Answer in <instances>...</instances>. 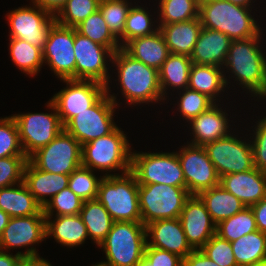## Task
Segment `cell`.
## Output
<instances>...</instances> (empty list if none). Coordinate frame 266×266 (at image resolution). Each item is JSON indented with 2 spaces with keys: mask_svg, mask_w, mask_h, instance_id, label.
<instances>
[{
  "mask_svg": "<svg viewBox=\"0 0 266 266\" xmlns=\"http://www.w3.org/2000/svg\"><path fill=\"white\" fill-rule=\"evenodd\" d=\"M130 172L138 184H165L186 187L176 152H132Z\"/></svg>",
  "mask_w": 266,
  "mask_h": 266,
  "instance_id": "obj_9",
  "label": "cell"
},
{
  "mask_svg": "<svg viewBox=\"0 0 266 266\" xmlns=\"http://www.w3.org/2000/svg\"><path fill=\"white\" fill-rule=\"evenodd\" d=\"M179 220L193 250L201 249L216 234V224L197 195H191L185 201Z\"/></svg>",
  "mask_w": 266,
  "mask_h": 266,
  "instance_id": "obj_19",
  "label": "cell"
},
{
  "mask_svg": "<svg viewBox=\"0 0 266 266\" xmlns=\"http://www.w3.org/2000/svg\"><path fill=\"white\" fill-rule=\"evenodd\" d=\"M31 2L55 16L67 0H31Z\"/></svg>",
  "mask_w": 266,
  "mask_h": 266,
  "instance_id": "obj_51",
  "label": "cell"
},
{
  "mask_svg": "<svg viewBox=\"0 0 266 266\" xmlns=\"http://www.w3.org/2000/svg\"><path fill=\"white\" fill-rule=\"evenodd\" d=\"M144 257L153 266H183V259L169 251L155 247H145Z\"/></svg>",
  "mask_w": 266,
  "mask_h": 266,
  "instance_id": "obj_48",
  "label": "cell"
},
{
  "mask_svg": "<svg viewBox=\"0 0 266 266\" xmlns=\"http://www.w3.org/2000/svg\"><path fill=\"white\" fill-rule=\"evenodd\" d=\"M147 245L146 228L142 222H114L105 240L99 245L111 266H137Z\"/></svg>",
  "mask_w": 266,
  "mask_h": 266,
  "instance_id": "obj_6",
  "label": "cell"
},
{
  "mask_svg": "<svg viewBox=\"0 0 266 266\" xmlns=\"http://www.w3.org/2000/svg\"><path fill=\"white\" fill-rule=\"evenodd\" d=\"M215 103L207 111L193 118L189 124L193 139L187 142L192 145L205 146L220 138L228 136L232 131L229 129L230 119L228 114L221 109V104ZM220 107V108H219ZM231 131V132H230Z\"/></svg>",
  "mask_w": 266,
  "mask_h": 266,
  "instance_id": "obj_22",
  "label": "cell"
},
{
  "mask_svg": "<svg viewBox=\"0 0 266 266\" xmlns=\"http://www.w3.org/2000/svg\"><path fill=\"white\" fill-rule=\"evenodd\" d=\"M22 252H17L15 255L7 251L0 250V266H13L15 262L21 257Z\"/></svg>",
  "mask_w": 266,
  "mask_h": 266,
  "instance_id": "obj_53",
  "label": "cell"
},
{
  "mask_svg": "<svg viewBox=\"0 0 266 266\" xmlns=\"http://www.w3.org/2000/svg\"><path fill=\"white\" fill-rule=\"evenodd\" d=\"M147 10V7L145 9L138 4L131 6L125 21L123 47L135 38L148 36L159 30V26L155 25V22L158 23V21H152L154 18Z\"/></svg>",
  "mask_w": 266,
  "mask_h": 266,
  "instance_id": "obj_38",
  "label": "cell"
},
{
  "mask_svg": "<svg viewBox=\"0 0 266 266\" xmlns=\"http://www.w3.org/2000/svg\"><path fill=\"white\" fill-rule=\"evenodd\" d=\"M131 6L129 0H100L98 7L112 34L119 40L121 48L125 21Z\"/></svg>",
  "mask_w": 266,
  "mask_h": 266,
  "instance_id": "obj_39",
  "label": "cell"
},
{
  "mask_svg": "<svg viewBox=\"0 0 266 266\" xmlns=\"http://www.w3.org/2000/svg\"><path fill=\"white\" fill-rule=\"evenodd\" d=\"M110 90V85H107L106 92L90 108L78 113L64 125V130L81 145L106 136L118 127L114 122L118 99L114 93L110 94Z\"/></svg>",
  "mask_w": 266,
  "mask_h": 266,
  "instance_id": "obj_7",
  "label": "cell"
},
{
  "mask_svg": "<svg viewBox=\"0 0 266 266\" xmlns=\"http://www.w3.org/2000/svg\"><path fill=\"white\" fill-rule=\"evenodd\" d=\"M258 230L255 215L251 207H245L235 215L220 221L216 225V234L229 242Z\"/></svg>",
  "mask_w": 266,
  "mask_h": 266,
  "instance_id": "obj_37",
  "label": "cell"
},
{
  "mask_svg": "<svg viewBox=\"0 0 266 266\" xmlns=\"http://www.w3.org/2000/svg\"><path fill=\"white\" fill-rule=\"evenodd\" d=\"M27 162L26 156L0 158V189L23 182Z\"/></svg>",
  "mask_w": 266,
  "mask_h": 266,
  "instance_id": "obj_45",
  "label": "cell"
},
{
  "mask_svg": "<svg viewBox=\"0 0 266 266\" xmlns=\"http://www.w3.org/2000/svg\"><path fill=\"white\" fill-rule=\"evenodd\" d=\"M44 266H52V264H50V262H47Z\"/></svg>",
  "mask_w": 266,
  "mask_h": 266,
  "instance_id": "obj_59",
  "label": "cell"
},
{
  "mask_svg": "<svg viewBox=\"0 0 266 266\" xmlns=\"http://www.w3.org/2000/svg\"><path fill=\"white\" fill-rule=\"evenodd\" d=\"M145 228L147 246L169 251L182 259L193 251L186 240L179 218L157 220L147 224Z\"/></svg>",
  "mask_w": 266,
  "mask_h": 266,
  "instance_id": "obj_20",
  "label": "cell"
},
{
  "mask_svg": "<svg viewBox=\"0 0 266 266\" xmlns=\"http://www.w3.org/2000/svg\"><path fill=\"white\" fill-rule=\"evenodd\" d=\"M123 49L133 58L158 71L170 54L160 30L129 41Z\"/></svg>",
  "mask_w": 266,
  "mask_h": 266,
  "instance_id": "obj_25",
  "label": "cell"
},
{
  "mask_svg": "<svg viewBox=\"0 0 266 266\" xmlns=\"http://www.w3.org/2000/svg\"><path fill=\"white\" fill-rule=\"evenodd\" d=\"M46 106L51 113H19L14 118L23 151L27 158L40 148L48 145L63 129L54 103L50 100Z\"/></svg>",
  "mask_w": 266,
  "mask_h": 266,
  "instance_id": "obj_10",
  "label": "cell"
},
{
  "mask_svg": "<svg viewBox=\"0 0 266 266\" xmlns=\"http://www.w3.org/2000/svg\"><path fill=\"white\" fill-rule=\"evenodd\" d=\"M220 184L246 207L266 197V172L256 168L224 175L220 178Z\"/></svg>",
  "mask_w": 266,
  "mask_h": 266,
  "instance_id": "obj_21",
  "label": "cell"
},
{
  "mask_svg": "<svg viewBox=\"0 0 266 266\" xmlns=\"http://www.w3.org/2000/svg\"><path fill=\"white\" fill-rule=\"evenodd\" d=\"M11 10L6 16L10 27L9 38L27 41L44 49L51 27L56 23L54 15L36 4Z\"/></svg>",
  "mask_w": 266,
  "mask_h": 266,
  "instance_id": "obj_13",
  "label": "cell"
},
{
  "mask_svg": "<svg viewBox=\"0 0 266 266\" xmlns=\"http://www.w3.org/2000/svg\"><path fill=\"white\" fill-rule=\"evenodd\" d=\"M192 65L190 56L170 53L159 70V82L164 100L167 90H183L188 88L189 72ZM170 88V89H168Z\"/></svg>",
  "mask_w": 266,
  "mask_h": 266,
  "instance_id": "obj_31",
  "label": "cell"
},
{
  "mask_svg": "<svg viewBox=\"0 0 266 266\" xmlns=\"http://www.w3.org/2000/svg\"><path fill=\"white\" fill-rule=\"evenodd\" d=\"M137 266H153L145 257H143Z\"/></svg>",
  "mask_w": 266,
  "mask_h": 266,
  "instance_id": "obj_56",
  "label": "cell"
},
{
  "mask_svg": "<svg viewBox=\"0 0 266 266\" xmlns=\"http://www.w3.org/2000/svg\"><path fill=\"white\" fill-rule=\"evenodd\" d=\"M241 138L230 133L204 146L220 178L255 168L251 141L247 139L246 142Z\"/></svg>",
  "mask_w": 266,
  "mask_h": 266,
  "instance_id": "obj_12",
  "label": "cell"
},
{
  "mask_svg": "<svg viewBox=\"0 0 266 266\" xmlns=\"http://www.w3.org/2000/svg\"><path fill=\"white\" fill-rule=\"evenodd\" d=\"M46 217V238L53 237L54 240L66 247H77L85 243L89 238L86 226L80 214Z\"/></svg>",
  "mask_w": 266,
  "mask_h": 266,
  "instance_id": "obj_27",
  "label": "cell"
},
{
  "mask_svg": "<svg viewBox=\"0 0 266 266\" xmlns=\"http://www.w3.org/2000/svg\"><path fill=\"white\" fill-rule=\"evenodd\" d=\"M231 41L227 35L220 31L202 27L190 55L192 64L223 67Z\"/></svg>",
  "mask_w": 266,
  "mask_h": 266,
  "instance_id": "obj_23",
  "label": "cell"
},
{
  "mask_svg": "<svg viewBox=\"0 0 266 266\" xmlns=\"http://www.w3.org/2000/svg\"><path fill=\"white\" fill-rule=\"evenodd\" d=\"M102 177L98 178L93 170L80 166L69 175L68 187L84 201L96 199Z\"/></svg>",
  "mask_w": 266,
  "mask_h": 266,
  "instance_id": "obj_41",
  "label": "cell"
},
{
  "mask_svg": "<svg viewBox=\"0 0 266 266\" xmlns=\"http://www.w3.org/2000/svg\"><path fill=\"white\" fill-rule=\"evenodd\" d=\"M82 145L64 129L46 146L33 153L28 160L38 169L70 175L82 166Z\"/></svg>",
  "mask_w": 266,
  "mask_h": 266,
  "instance_id": "obj_11",
  "label": "cell"
},
{
  "mask_svg": "<svg viewBox=\"0 0 266 266\" xmlns=\"http://www.w3.org/2000/svg\"><path fill=\"white\" fill-rule=\"evenodd\" d=\"M115 64L120 91L128 105L165 101L159 82V71L129 55L123 48L116 50L111 59Z\"/></svg>",
  "mask_w": 266,
  "mask_h": 266,
  "instance_id": "obj_2",
  "label": "cell"
},
{
  "mask_svg": "<svg viewBox=\"0 0 266 266\" xmlns=\"http://www.w3.org/2000/svg\"><path fill=\"white\" fill-rule=\"evenodd\" d=\"M75 29L93 42L109 48L113 53L121 48L119 40L112 34L99 10L89 15Z\"/></svg>",
  "mask_w": 266,
  "mask_h": 266,
  "instance_id": "obj_36",
  "label": "cell"
},
{
  "mask_svg": "<svg viewBox=\"0 0 266 266\" xmlns=\"http://www.w3.org/2000/svg\"><path fill=\"white\" fill-rule=\"evenodd\" d=\"M80 216L86 226L89 239H92L99 248L111 230L114 220L97 199L84 201Z\"/></svg>",
  "mask_w": 266,
  "mask_h": 266,
  "instance_id": "obj_32",
  "label": "cell"
},
{
  "mask_svg": "<svg viewBox=\"0 0 266 266\" xmlns=\"http://www.w3.org/2000/svg\"><path fill=\"white\" fill-rule=\"evenodd\" d=\"M204 203L212 221L217 225L236 213L242 211L246 206L233 194L228 192L221 184L197 195Z\"/></svg>",
  "mask_w": 266,
  "mask_h": 266,
  "instance_id": "obj_30",
  "label": "cell"
},
{
  "mask_svg": "<svg viewBox=\"0 0 266 266\" xmlns=\"http://www.w3.org/2000/svg\"><path fill=\"white\" fill-rule=\"evenodd\" d=\"M67 85L51 100L63 126L78 113L90 108L105 92L106 86L92 80L63 79Z\"/></svg>",
  "mask_w": 266,
  "mask_h": 266,
  "instance_id": "obj_15",
  "label": "cell"
},
{
  "mask_svg": "<svg viewBox=\"0 0 266 266\" xmlns=\"http://www.w3.org/2000/svg\"><path fill=\"white\" fill-rule=\"evenodd\" d=\"M177 93L179 95L177 98L179 100H177V110L186 122H190L193 118L207 111L215 104L206 95L190 88H185Z\"/></svg>",
  "mask_w": 266,
  "mask_h": 266,
  "instance_id": "obj_42",
  "label": "cell"
},
{
  "mask_svg": "<svg viewBox=\"0 0 266 266\" xmlns=\"http://www.w3.org/2000/svg\"><path fill=\"white\" fill-rule=\"evenodd\" d=\"M47 262L43 257H20L13 266H44Z\"/></svg>",
  "mask_w": 266,
  "mask_h": 266,
  "instance_id": "obj_52",
  "label": "cell"
},
{
  "mask_svg": "<svg viewBox=\"0 0 266 266\" xmlns=\"http://www.w3.org/2000/svg\"><path fill=\"white\" fill-rule=\"evenodd\" d=\"M99 3L100 0H67L54 16L55 21L62 26L75 28L98 10Z\"/></svg>",
  "mask_w": 266,
  "mask_h": 266,
  "instance_id": "obj_40",
  "label": "cell"
},
{
  "mask_svg": "<svg viewBox=\"0 0 266 266\" xmlns=\"http://www.w3.org/2000/svg\"><path fill=\"white\" fill-rule=\"evenodd\" d=\"M262 33L263 31L247 39L232 40L222 67L226 86L230 81L225 71L227 74L231 73V77L235 78L234 82L237 81L236 84L243 86L242 90L248 91L246 94L251 93L254 100L255 97L256 100L266 99V52L261 50Z\"/></svg>",
  "mask_w": 266,
  "mask_h": 266,
  "instance_id": "obj_1",
  "label": "cell"
},
{
  "mask_svg": "<svg viewBox=\"0 0 266 266\" xmlns=\"http://www.w3.org/2000/svg\"><path fill=\"white\" fill-rule=\"evenodd\" d=\"M255 215L257 229L266 233V197L251 206Z\"/></svg>",
  "mask_w": 266,
  "mask_h": 266,
  "instance_id": "obj_50",
  "label": "cell"
},
{
  "mask_svg": "<svg viewBox=\"0 0 266 266\" xmlns=\"http://www.w3.org/2000/svg\"><path fill=\"white\" fill-rule=\"evenodd\" d=\"M84 200L69 187L53 196L43 207L45 217L80 214ZM56 210V211H55ZM55 212V213H54Z\"/></svg>",
  "mask_w": 266,
  "mask_h": 266,
  "instance_id": "obj_43",
  "label": "cell"
},
{
  "mask_svg": "<svg viewBox=\"0 0 266 266\" xmlns=\"http://www.w3.org/2000/svg\"><path fill=\"white\" fill-rule=\"evenodd\" d=\"M0 209L10 217L44 215L42 206L24 182L0 189Z\"/></svg>",
  "mask_w": 266,
  "mask_h": 266,
  "instance_id": "obj_28",
  "label": "cell"
},
{
  "mask_svg": "<svg viewBox=\"0 0 266 266\" xmlns=\"http://www.w3.org/2000/svg\"><path fill=\"white\" fill-rule=\"evenodd\" d=\"M23 182L43 208L53 196L68 187L69 175L40 170L28 160Z\"/></svg>",
  "mask_w": 266,
  "mask_h": 266,
  "instance_id": "obj_24",
  "label": "cell"
},
{
  "mask_svg": "<svg viewBox=\"0 0 266 266\" xmlns=\"http://www.w3.org/2000/svg\"><path fill=\"white\" fill-rule=\"evenodd\" d=\"M183 266H219L201 249L193 250L183 259Z\"/></svg>",
  "mask_w": 266,
  "mask_h": 266,
  "instance_id": "obj_49",
  "label": "cell"
},
{
  "mask_svg": "<svg viewBox=\"0 0 266 266\" xmlns=\"http://www.w3.org/2000/svg\"><path fill=\"white\" fill-rule=\"evenodd\" d=\"M227 1L231 2L232 4H236L239 6L246 7V8H253L252 2L253 3L255 2L253 0H227ZM251 5H252V7H251Z\"/></svg>",
  "mask_w": 266,
  "mask_h": 266,
  "instance_id": "obj_55",
  "label": "cell"
},
{
  "mask_svg": "<svg viewBox=\"0 0 266 266\" xmlns=\"http://www.w3.org/2000/svg\"><path fill=\"white\" fill-rule=\"evenodd\" d=\"M126 136L124 131L117 127L110 134L83 144L82 166L93 171H105L103 176L120 175L111 174L113 170H121L122 174L130 172L132 150Z\"/></svg>",
  "mask_w": 266,
  "mask_h": 266,
  "instance_id": "obj_4",
  "label": "cell"
},
{
  "mask_svg": "<svg viewBox=\"0 0 266 266\" xmlns=\"http://www.w3.org/2000/svg\"><path fill=\"white\" fill-rule=\"evenodd\" d=\"M92 266H111V265H108V264H106V263L101 261V262H99V263H97L95 265H92Z\"/></svg>",
  "mask_w": 266,
  "mask_h": 266,
  "instance_id": "obj_58",
  "label": "cell"
},
{
  "mask_svg": "<svg viewBox=\"0 0 266 266\" xmlns=\"http://www.w3.org/2000/svg\"><path fill=\"white\" fill-rule=\"evenodd\" d=\"M253 266H266V260H264L262 262H258L256 264H254Z\"/></svg>",
  "mask_w": 266,
  "mask_h": 266,
  "instance_id": "obj_57",
  "label": "cell"
},
{
  "mask_svg": "<svg viewBox=\"0 0 266 266\" xmlns=\"http://www.w3.org/2000/svg\"><path fill=\"white\" fill-rule=\"evenodd\" d=\"M255 124L251 145L253 150L254 167L266 172V116L261 117Z\"/></svg>",
  "mask_w": 266,
  "mask_h": 266,
  "instance_id": "obj_47",
  "label": "cell"
},
{
  "mask_svg": "<svg viewBox=\"0 0 266 266\" xmlns=\"http://www.w3.org/2000/svg\"><path fill=\"white\" fill-rule=\"evenodd\" d=\"M10 216L0 209V236L2 235L4 228L8 225Z\"/></svg>",
  "mask_w": 266,
  "mask_h": 266,
  "instance_id": "obj_54",
  "label": "cell"
},
{
  "mask_svg": "<svg viewBox=\"0 0 266 266\" xmlns=\"http://www.w3.org/2000/svg\"><path fill=\"white\" fill-rule=\"evenodd\" d=\"M26 156L19 137L17 124L12 116L0 117V158Z\"/></svg>",
  "mask_w": 266,
  "mask_h": 266,
  "instance_id": "obj_44",
  "label": "cell"
},
{
  "mask_svg": "<svg viewBox=\"0 0 266 266\" xmlns=\"http://www.w3.org/2000/svg\"><path fill=\"white\" fill-rule=\"evenodd\" d=\"M158 26L184 22L199 17L200 0H158Z\"/></svg>",
  "mask_w": 266,
  "mask_h": 266,
  "instance_id": "obj_35",
  "label": "cell"
},
{
  "mask_svg": "<svg viewBox=\"0 0 266 266\" xmlns=\"http://www.w3.org/2000/svg\"><path fill=\"white\" fill-rule=\"evenodd\" d=\"M46 239V217L45 215H32L22 217H11L8 225L0 236V250H15L27 247L21 257H40L36 248L31 247ZM30 246V248H28Z\"/></svg>",
  "mask_w": 266,
  "mask_h": 266,
  "instance_id": "obj_18",
  "label": "cell"
},
{
  "mask_svg": "<svg viewBox=\"0 0 266 266\" xmlns=\"http://www.w3.org/2000/svg\"><path fill=\"white\" fill-rule=\"evenodd\" d=\"M190 195H198L220 184L215 166L208 157L204 146L187 143L177 152Z\"/></svg>",
  "mask_w": 266,
  "mask_h": 266,
  "instance_id": "obj_16",
  "label": "cell"
},
{
  "mask_svg": "<svg viewBox=\"0 0 266 266\" xmlns=\"http://www.w3.org/2000/svg\"><path fill=\"white\" fill-rule=\"evenodd\" d=\"M138 190L139 184L131 172L103 176L96 199L105 207L114 222H142Z\"/></svg>",
  "mask_w": 266,
  "mask_h": 266,
  "instance_id": "obj_5",
  "label": "cell"
},
{
  "mask_svg": "<svg viewBox=\"0 0 266 266\" xmlns=\"http://www.w3.org/2000/svg\"><path fill=\"white\" fill-rule=\"evenodd\" d=\"M202 29L200 18L159 26L170 53L190 56Z\"/></svg>",
  "mask_w": 266,
  "mask_h": 266,
  "instance_id": "obj_26",
  "label": "cell"
},
{
  "mask_svg": "<svg viewBox=\"0 0 266 266\" xmlns=\"http://www.w3.org/2000/svg\"><path fill=\"white\" fill-rule=\"evenodd\" d=\"M226 83L222 67L192 64L189 72L188 88L196 90L214 103H218L222 91L225 93Z\"/></svg>",
  "mask_w": 266,
  "mask_h": 266,
  "instance_id": "obj_29",
  "label": "cell"
},
{
  "mask_svg": "<svg viewBox=\"0 0 266 266\" xmlns=\"http://www.w3.org/2000/svg\"><path fill=\"white\" fill-rule=\"evenodd\" d=\"M201 250L219 266H237L231 242L213 235Z\"/></svg>",
  "mask_w": 266,
  "mask_h": 266,
  "instance_id": "obj_46",
  "label": "cell"
},
{
  "mask_svg": "<svg viewBox=\"0 0 266 266\" xmlns=\"http://www.w3.org/2000/svg\"><path fill=\"white\" fill-rule=\"evenodd\" d=\"M191 195L186 187L165 184H139L138 198L141 221L147 224L179 218L185 201Z\"/></svg>",
  "mask_w": 266,
  "mask_h": 266,
  "instance_id": "obj_8",
  "label": "cell"
},
{
  "mask_svg": "<svg viewBox=\"0 0 266 266\" xmlns=\"http://www.w3.org/2000/svg\"><path fill=\"white\" fill-rule=\"evenodd\" d=\"M43 62L61 81L75 80L74 28L57 22L51 27L43 49Z\"/></svg>",
  "mask_w": 266,
  "mask_h": 266,
  "instance_id": "obj_17",
  "label": "cell"
},
{
  "mask_svg": "<svg viewBox=\"0 0 266 266\" xmlns=\"http://www.w3.org/2000/svg\"><path fill=\"white\" fill-rule=\"evenodd\" d=\"M9 53L13 63L26 75L35 76L40 72L43 62V51L17 38H9Z\"/></svg>",
  "mask_w": 266,
  "mask_h": 266,
  "instance_id": "obj_34",
  "label": "cell"
},
{
  "mask_svg": "<svg viewBox=\"0 0 266 266\" xmlns=\"http://www.w3.org/2000/svg\"><path fill=\"white\" fill-rule=\"evenodd\" d=\"M237 266H253L266 260V233L259 230L231 242Z\"/></svg>",
  "mask_w": 266,
  "mask_h": 266,
  "instance_id": "obj_33",
  "label": "cell"
},
{
  "mask_svg": "<svg viewBox=\"0 0 266 266\" xmlns=\"http://www.w3.org/2000/svg\"><path fill=\"white\" fill-rule=\"evenodd\" d=\"M251 11L227 0H200L199 18L202 27L220 31L231 40L247 39L262 31Z\"/></svg>",
  "mask_w": 266,
  "mask_h": 266,
  "instance_id": "obj_3",
  "label": "cell"
},
{
  "mask_svg": "<svg viewBox=\"0 0 266 266\" xmlns=\"http://www.w3.org/2000/svg\"><path fill=\"white\" fill-rule=\"evenodd\" d=\"M74 55L75 80H92L105 86L110 84L111 75L107 68L110 65L107 63L111 62L113 52L109 48L93 42L74 28Z\"/></svg>",
  "mask_w": 266,
  "mask_h": 266,
  "instance_id": "obj_14",
  "label": "cell"
}]
</instances>
